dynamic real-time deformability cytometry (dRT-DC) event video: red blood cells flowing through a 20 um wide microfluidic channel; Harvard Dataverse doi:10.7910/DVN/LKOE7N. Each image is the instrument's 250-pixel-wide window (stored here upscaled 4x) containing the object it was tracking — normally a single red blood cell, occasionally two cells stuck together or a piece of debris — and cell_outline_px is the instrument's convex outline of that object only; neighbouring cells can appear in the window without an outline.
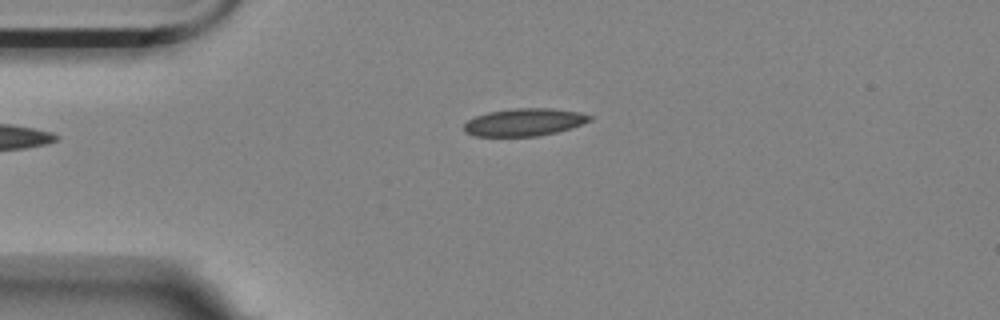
{"species": "Egyptian fruit bat (a non-hibernating species)", "species_latin": "Rousettus aegyptiacus", "temperature_condition": "room temperature", "stored_images_in_passage": 44, "camera_frame_rate_fps": 3000, "um_per_image_px": 0.085, "animal": {"sex": "female"}, "frame": {"image": 1, "passage_image": 1, "time_ms": 0.0, "image_size_px": [1000, 320], "cell_outline_px": [[592, 120], [572, 128], [556, 132], [536, 136], [476, 136], [464, 132], [464, 124], [468, 120], [476, 116], [488, 112], [516, 108], [552, 108], [580, 112], [592, 116]], "centroid_in_image_um": [44.58, 10.38], "position_along_channel_um": 40.4, "area_um2": 20.17}}
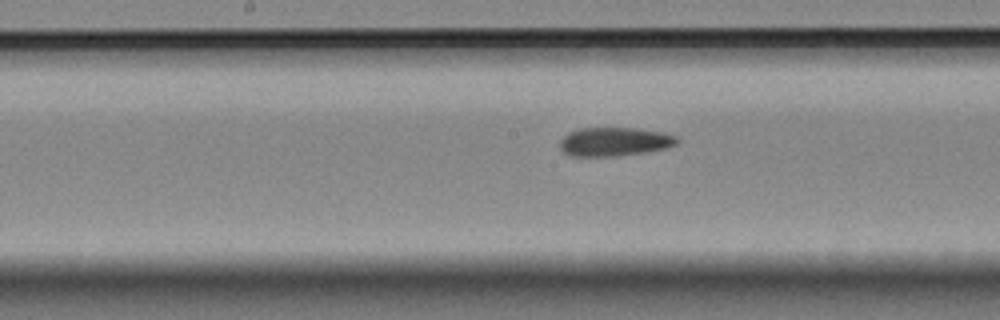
{"frame": {"image": 2, "passage_image": 16, "time_ms": 5.0, "image_size_px": [1000, 320], "cell_outline_px": [[680, 140], [676, 144], [664, 148], [644, 152], [616, 156], [572, 156], [564, 152], [560, 148], [560, 140], [568, 132], [580, 128], [632, 128], [664, 132], [676, 136]], "centroid_in_image_um": [52.22, 12.04], "position_along_channel_um": 196.0, "area_um2": 19.54}}
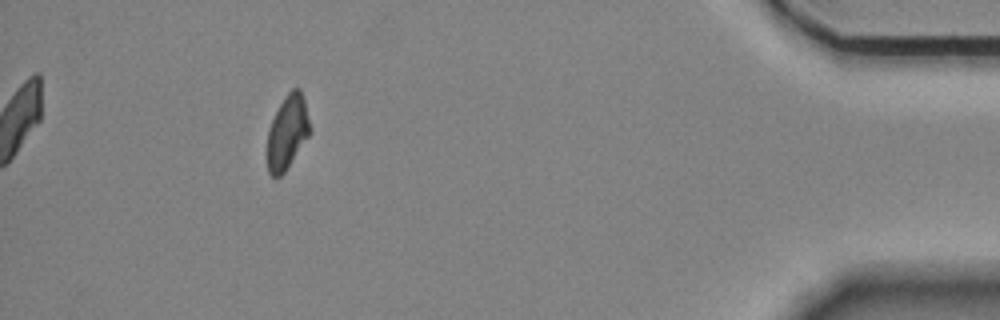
{"frame": {"image": 3, "passage_image": 39, "time_ms": 12.667, "image_size_px": [1000, 320], "cell_outline_px": [[312, 132], [284, 172], [276, 180], [268, 172], [268, 128], [280, 104], [288, 92], [292, 88], [300, 88], [304, 100], [312, 128]], "centroid_in_image_um": [24.45, 11.25], "position_along_channel_um": 410.7, "area_um2": 18.38}}